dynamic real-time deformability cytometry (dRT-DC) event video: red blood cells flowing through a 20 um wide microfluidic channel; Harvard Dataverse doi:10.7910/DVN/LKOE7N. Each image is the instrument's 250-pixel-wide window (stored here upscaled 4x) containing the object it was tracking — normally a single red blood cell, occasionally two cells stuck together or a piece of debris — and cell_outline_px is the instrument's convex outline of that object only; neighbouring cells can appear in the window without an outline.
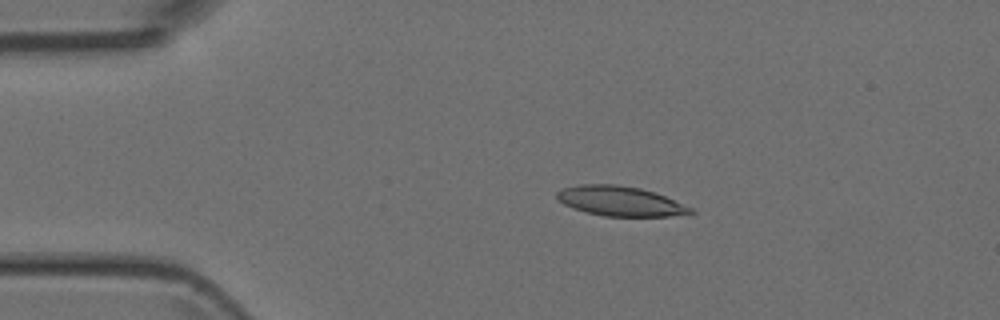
{"species": "Egyptian fruit bat (a non-hibernating species)", "species_latin": "Rousettus aegyptiacus", "temperature_condition": "room temperature", "stored_images_in_passage": 4, "camera_frame_rate_fps": 3000, "um_per_image_px": 0.085, "animal": {"sex": "female"}, "frame": {"image": 1, "passage_image": 3, "time_ms": 3.0, "image_size_px": [1000, 320], "cell_outline_px": [[696, 212], [668, 216], [604, 216], [572, 208], [564, 204], [556, 196], [556, 192], [564, 188], [580, 184], [612, 184], [640, 188], [664, 196], [692, 208]], "centroid_in_image_um": [52.69, 17.09], "position_along_channel_um": 32.3, "area_um2": 22.77}}